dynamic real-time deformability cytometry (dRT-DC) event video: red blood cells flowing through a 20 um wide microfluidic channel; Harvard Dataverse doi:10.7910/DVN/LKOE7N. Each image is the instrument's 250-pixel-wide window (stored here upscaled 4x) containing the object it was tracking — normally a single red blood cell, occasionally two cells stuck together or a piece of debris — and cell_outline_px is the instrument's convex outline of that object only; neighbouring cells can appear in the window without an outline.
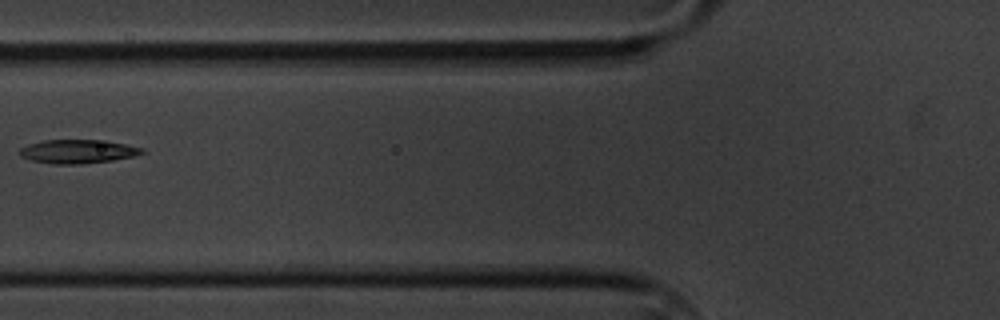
{"species": "common noctule bat (a hibernating species)", "species_latin": "Nyctalus noctula", "temperature_condition": "cold", "stored_images_in_passage": 15, "camera_frame_rate_fps": 3000, "um_per_image_px": 0.085, "animal": {"sex": "male", "body_mass_g": 20.1, "forearm_length_mm": 53.5}, "frame": {"image": 1, "passage_image": 6, "time_ms": 6.667, "image_size_px": [1000, 320], "cell_outline_px": [[144, 152], [132, 156], [112, 160], [80, 164], [52, 164], [32, 160], [20, 156], [16, 152], [20, 148], [28, 144], [44, 140], [104, 140], [144, 148]], "centroid_in_image_um": [6.55, 12.87], "position_along_channel_um": 119.3, "area_um2": 16.88}}
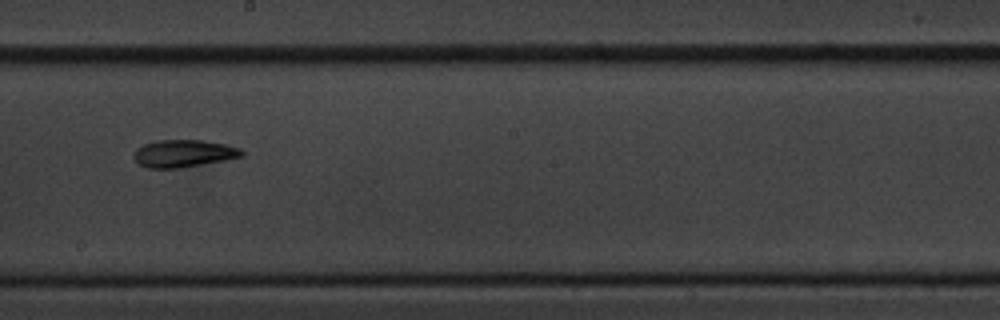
{"frame": {"image": 2, "passage_image": 9, "time_ms": 10.0, "image_size_px": [1000, 320], "cell_outline_px": [[244, 156], [224, 160], [180, 168], [148, 168], [140, 164], [132, 156], [136, 148], [144, 144], [156, 140], [200, 140], [224, 144], [240, 148], [244, 152]], "centroid_in_image_um": [15.59, 13.04], "position_along_channel_um": 232.6, "area_um2": 17.17}}
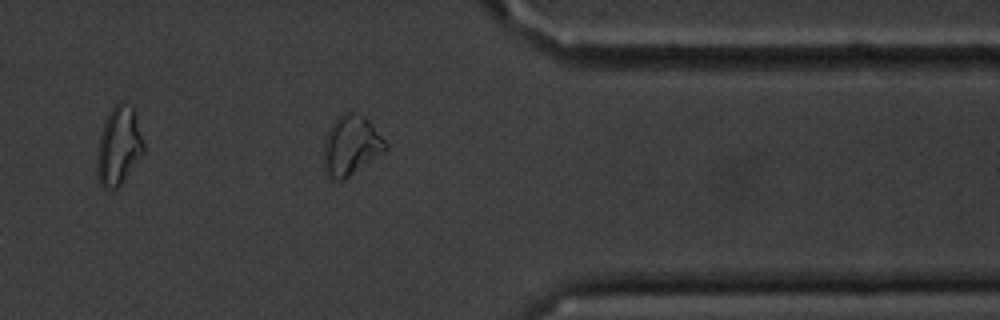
{"frame": {"image": 3, "passage_image": 13, "time_ms": 14.667, "image_size_px": [1000, 320], "cell_outline_px": [[388, 148], [384, 152], [344, 180], [332, 180], [324, 172], [324, 140], [332, 124], [344, 112], [352, 112], [364, 116], [372, 124], [388, 144]], "centroid_in_image_um": [29.84, 12.39], "position_along_channel_um": 381.6, "area_um2": 21.44}, "authors_computed_cell_mechanics": {"area_um2": 16.9932, "velocity_mm_per_s": 3.3949, "shape_relaxation_time_tau1_ms": 3.2179, "shape_relaxation_time_tau2_ms": 4.17, "deformation_change_tau1": 0.1502, "deformation_change_tau2": 0.0937}}